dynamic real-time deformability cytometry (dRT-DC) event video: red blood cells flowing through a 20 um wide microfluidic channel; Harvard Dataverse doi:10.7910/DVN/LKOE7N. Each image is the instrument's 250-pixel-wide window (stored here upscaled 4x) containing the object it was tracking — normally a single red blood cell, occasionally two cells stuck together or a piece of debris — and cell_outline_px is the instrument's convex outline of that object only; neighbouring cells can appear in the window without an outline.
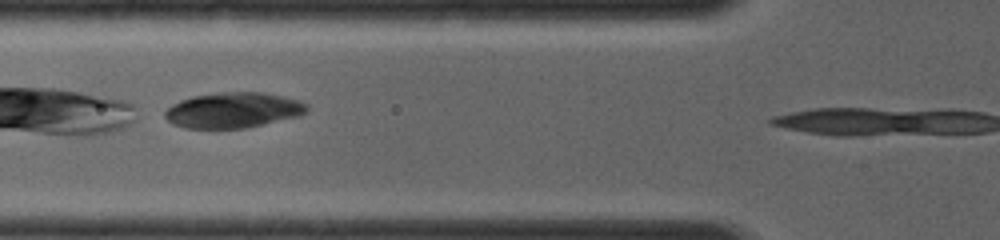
{"species": "common noctule bat (a hibernating species)", "species_latin": "Nyctalus noctula", "temperature_condition": "room temperature", "stored_images_in_passage": 6, "camera_frame_rate_fps": 4000, "um_per_image_px": 0.085, "animal": {"sex": "female", "body_mass_g": 19.0, "forearm_length_mm": 56.7}, "frame": {"image": 1, "passage_image": 5, "time_ms": 1.0, "image_size_px": [1000, 240], "cell_outline_px": [[308, 108], [300, 116], [244, 128], [184, 128], [172, 124], [164, 116], [164, 112], [172, 104], [180, 100], [192, 96], [220, 92], [260, 92], [280, 96], [296, 100], [308, 104]], "centroid_in_image_um": [19.78, 9.36], "position_along_channel_um": 106.0, "area_um2": 29.19}}